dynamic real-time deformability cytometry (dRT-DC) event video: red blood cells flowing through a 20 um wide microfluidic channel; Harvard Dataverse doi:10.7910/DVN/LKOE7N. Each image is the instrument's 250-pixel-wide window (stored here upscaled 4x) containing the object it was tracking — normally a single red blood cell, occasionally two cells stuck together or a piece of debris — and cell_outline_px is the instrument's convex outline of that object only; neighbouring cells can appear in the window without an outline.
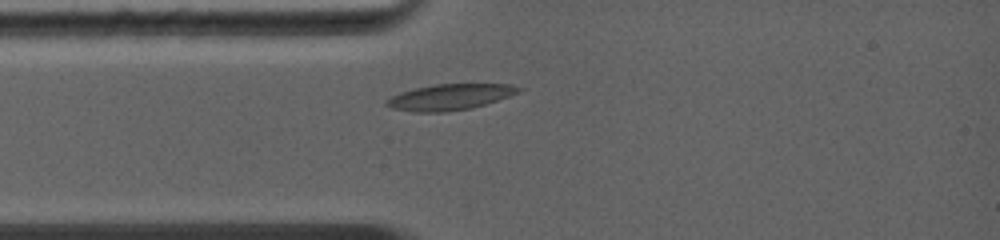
{"species": "common noctule bat (a hibernating species)", "species_latin": "Nyctalus noctula", "temperature_condition": "warm", "stored_images_in_passage": 20, "camera_frame_rate_fps": 5000, "um_per_image_px": 0.085, "animal": {"sex": "female", "body_mass_g": 19.0, "forearm_length_mm": 56.7}, "frame": {"image": 1, "passage_image": 4, "time_ms": 1.6, "image_size_px": [1000, 240], "cell_outline_px": [[524, 88], [508, 96], [484, 104], [468, 108], [444, 112], [416, 112], [392, 108], [384, 104], [384, 100], [392, 96], [416, 88], [436, 84], [512, 84]], "centroid_in_image_um": [38.21, 8.24], "position_along_channel_um": 46.8, "area_um2": 19.54}}
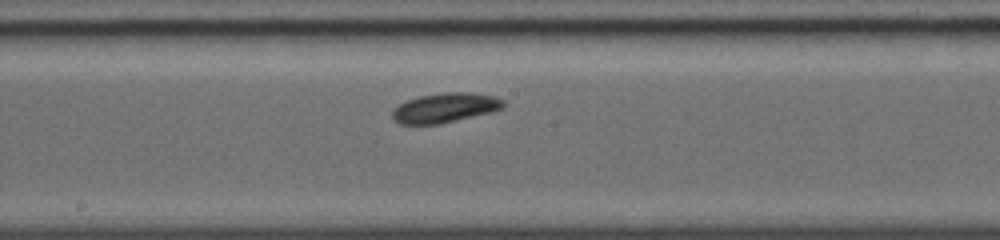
{"frame": {"image": 2, "passage_image": 11, "time_ms": 5.4, "image_size_px": [1000, 240], "cell_outline_px": [[504, 104], [500, 108], [488, 112], [440, 124], [400, 124], [392, 116], [392, 112], [400, 104], [408, 100], [420, 96], [444, 92], [472, 92], [496, 96], [504, 100]], "centroid_in_image_um": [37.83, 9.15], "position_along_channel_um": 210.4, "area_um2": 18.79}}
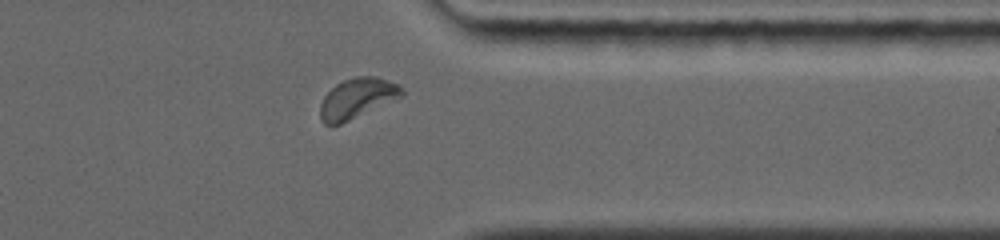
{"frame": {"image": 3, "passage_image": 18, "time_ms": 9.4, "image_size_px": [1000, 240], "cell_outline_px": [[404, 96], [340, 124], [324, 124], [320, 120], [320, 104], [324, 96], [336, 84], [344, 80], [356, 76], [376, 76], [400, 84], [404, 88]], "centroid_in_image_um": [30.39, 8.34], "position_along_channel_um": 381.0, "area_um2": 19.19}, "authors_computed_cell_mechanics": {"area_um2": 18.5249, "velocity_mm_per_s": 4.3272, "shape_relaxation_time_tau1_ms": 1.1057, "shape_relaxation_time_tau2_ms": 5.1845, "deformation_change_tau1": 0.0634, "deformation_change_tau2": 0.103}}